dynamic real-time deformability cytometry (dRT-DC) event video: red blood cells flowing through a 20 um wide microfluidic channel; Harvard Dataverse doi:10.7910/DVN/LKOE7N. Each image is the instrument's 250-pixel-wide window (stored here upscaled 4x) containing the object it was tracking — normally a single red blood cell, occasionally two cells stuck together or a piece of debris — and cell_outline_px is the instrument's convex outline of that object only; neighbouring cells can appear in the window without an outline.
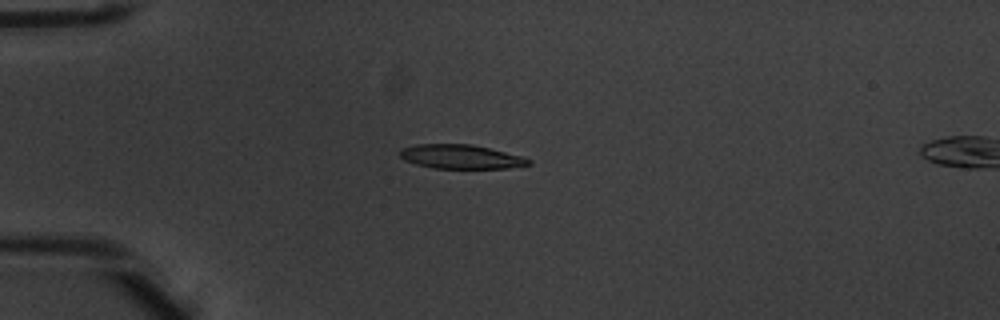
{"species": "common noctule bat (a hibernating species)", "species_latin": "Nyctalus noctula", "temperature_condition": "warm", "stored_images_in_passage": 5, "camera_frame_rate_fps": 3000, "um_per_image_px": 0.085, "animal": {"sex": "male", "body_mass_g": 20.1, "forearm_length_mm": 53.5}, "frame": {"image": 1, "passage_image": 4, "time_ms": 1.0, "image_size_px": [1000, 320], "cell_outline_px": [[532, 164], [508, 168], [432, 168], [416, 164], [404, 160], [400, 156], [400, 148], [416, 144], [472, 144], [524, 156], [532, 160]], "centroid_in_image_um": [39.19, 13.31], "position_along_channel_um": 45.8, "area_um2": 18.21}}